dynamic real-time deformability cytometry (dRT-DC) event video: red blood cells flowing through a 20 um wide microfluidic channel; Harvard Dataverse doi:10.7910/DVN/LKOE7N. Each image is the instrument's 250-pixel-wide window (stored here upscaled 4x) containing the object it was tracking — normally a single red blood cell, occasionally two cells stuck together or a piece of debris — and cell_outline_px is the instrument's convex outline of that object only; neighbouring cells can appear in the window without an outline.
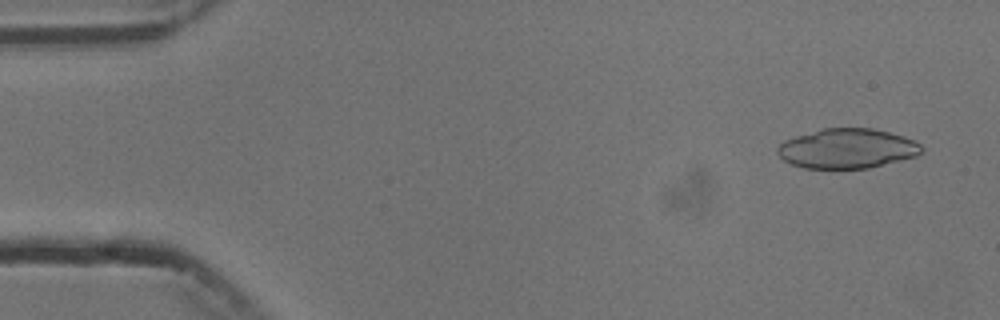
{"species": "common noctule bat (a hibernating species)", "species_latin": "Nyctalus noctula", "temperature_condition": "cold", "stored_images_in_passage": 5, "camera_frame_rate_fps": 3000, "um_per_image_px": 0.085, "animal": {"sex": "male", "body_mass_g": 13.3}, "frame": {"image": 1, "passage_image": 1, "time_ms": 0.0, "image_size_px": [1000, 320], "cell_outline_px": [[924, 152], [916, 156], [868, 168], [804, 168], [792, 164], [784, 160], [776, 152], [776, 148], [784, 140], [796, 136], [824, 128], [872, 128], [904, 136], [920, 144], [924, 148]], "centroid_in_image_um": [72.01, 12.62], "position_along_channel_um": 13.0, "area_um2": 33.23}}